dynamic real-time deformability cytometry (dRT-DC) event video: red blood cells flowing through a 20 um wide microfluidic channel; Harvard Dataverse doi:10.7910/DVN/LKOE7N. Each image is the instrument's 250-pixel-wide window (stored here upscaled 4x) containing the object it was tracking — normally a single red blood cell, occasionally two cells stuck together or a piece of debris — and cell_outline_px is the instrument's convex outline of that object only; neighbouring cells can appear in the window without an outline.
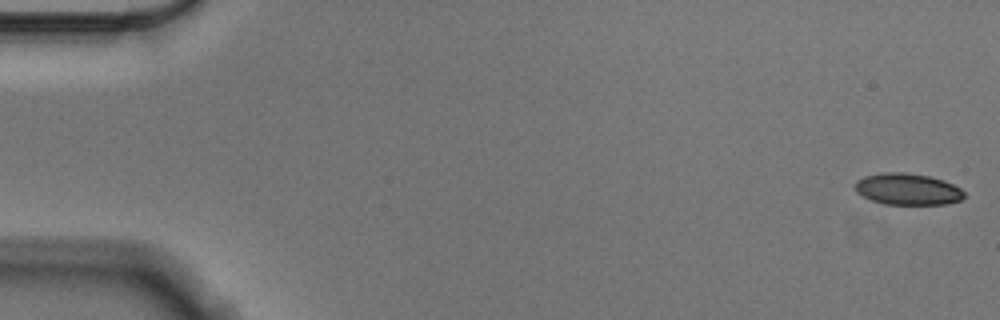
{"species": "Egyptian fruit bat (a non-hibernating species)", "species_latin": "Rousettus aegyptiacus", "temperature_condition": "cold", "stored_images_in_passage": 56, "camera_frame_rate_fps": 3000, "um_per_image_px": 0.085, "animal": {"sex": "male"}, "frame": {"image": 1, "passage_image": 1, "time_ms": 0.0, "image_size_px": [1000, 320], "cell_outline_px": [[964, 196], [960, 200], [948, 204], [884, 204], [872, 200], [856, 192], [856, 180], [864, 176], [880, 172], [904, 172], [928, 176], [944, 180], [960, 188], [964, 192]], "centroid_in_image_um": [77.14, 16.07], "position_along_channel_um": 7.9, "area_um2": 20.0}}
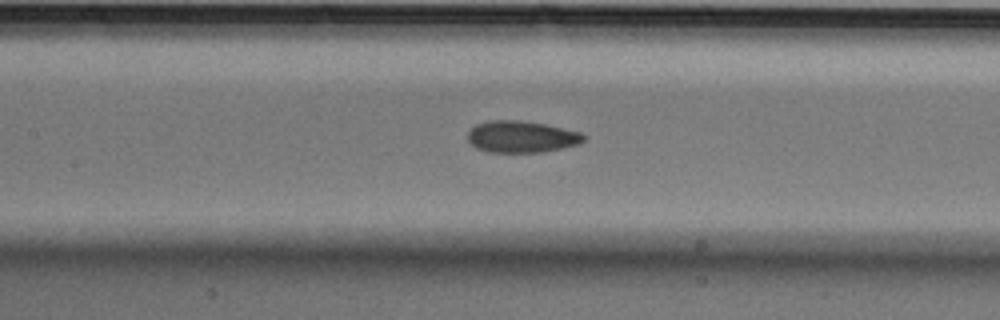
{"frame": {"image": 2, "passage_image": 26, "time_ms": 8.333, "image_size_px": [1000, 320], "cell_outline_px": [[584, 140], [580, 144], [564, 148], [544, 152], [488, 152], [476, 148], [468, 140], [468, 132], [476, 124], [492, 120], [520, 120], [544, 124], [580, 132], [584, 136]], "centroid_in_image_um": [44.33, 11.63], "position_along_channel_um": 163.1, "area_um2": 21.39}}
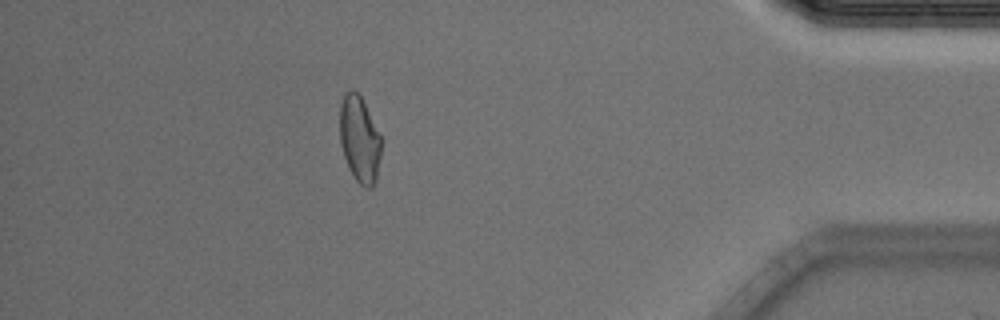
{"frame": {"image": 3, "passage_image": 50, "time_ms": 16.333, "image_size_px": [1000, 320], "cell_outline_px": [[380, 156], [376, 180], [372, 188], [364, 188], [356, 180], [348, 168], [340, 144], [340, 104], [344, 92], [348, 88], [352, 88], [360, 96], [380, 132]], "centroid_in_image_um": [30.54, 11.82], "position_along_channel_um": 404.7, "area_um2": 20.98}, "authors_computed_cell_mechanics": {"area_um2": 21.2126, "velocity_mm_per_s": 3.5549, "shape_relaxation_time_tau1_ms": null, "shape_relaxation_time_tau2_ms": 2.706, "deformation_change_tau1": null, "deformation_change_tau2": 0.0801}}